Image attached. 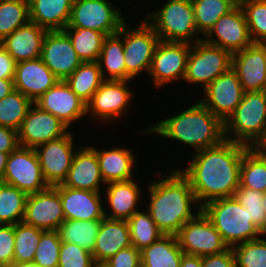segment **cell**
<instances>
[{"instance_id": "1", "label": "cell", "mask_w": 266, "mask_h": 267, "mask_svg": "<svg viewBox=\"0 0 266 267\" xmlns=\"http://www.w3.org/2000/svg\"><path fill=\"white\" fill-rule=\"evenodd\" d=\"M250 147L223 140L220 144L195 152L187 167L179 170L188 178L198 205L233 197L240 186L243 154Z\"/></svg>"}, {"instance_id": "2", "label": "cell", "mask_w": 266, "mask_h": 267, "mask_svg": "<svg viewBox=\"0 0 266 267\" xmlns=\"http://www.w3.org/2000/svg\"><path fill=\"white\" fill-rule=\"evenodd\" d=\"M164 174L162 178L159 176L160 180L155 179L147 186L150 195L146 211L164 235H176L187 221L201 211V207L190 181L179 168L170 169V172ZM194 205L198 206L196 214L192 210Z\"/></svg>"}, {"instance_id": "3", "label": "cell", "mask_w": 266, "mask_h": 267, "mask_svg": "<svg viewBox=\"0 0 266 267\" xmlns=\"http://www.w3.org/2000/svg\"><path fill=\"white\" fill-rule=\"evenodd\" d=\"M139 132H150L184 143L195 152L216 146L225 140L224 122L198 100L179 114L175 113Z\"/></svg>"}, {"instance_id": "4", "label": "cell", "mask_w": 266, "mask_h": 267, "mask_svg": "<svg viewBox=\"0 0 266 267\" xmlns=\"http://www.w3.org/2000/svg\"><path fill=\"white\" fill-rule=\"evenodd\" d=\"M201 211L229 248L265 235L253 224L247 210L234 196L209 201L201 207Z\"/></svg>"}, {"instance_id": "5", "label": "cell", "mask_w": 266, "mask_h": 267, "mask_svg": "<svg viewBox=\"0 0 266 267\" xmlns=\"http://www.w3.org/2000/svg\"><path fill=\"white\" fill-rule=\"evenodd\" d=\"M265 129L266 91L244 92L242 101L224 122L225 139L253 148Z\"/></svg>"}, {"instance_id": "6", "label": "cell", "mask_w": 266, "mask_h": 267, "mask_svg": "<svg viewBox=\"0 0 266 267\" xmlns=\"http://www.w3.org/2000/svg\"><path fill=\"white\" fill-rule=\"evenodd\" d=\"M146 19L160 41L194 44L202 40L198 38L201 35L195 23L192 0H168L161 9L148 13Z\"/></svg>"}, {"instance_id": "7", "label": "cell", "mask_w": 266, "mask_h": 267, "mask_svg": "<svg viewBox=\"0 0 266 267\" xmlns=\"http://www.w3.org/2000/svg\"><path fill=\"white\" fill-rule=\"evenodd\" d=\"M183 81L205 89L221 74L232 67V54L203 39L191 44Z\"/></svg>"}, {"instance_id": "8", "label": "cell", "mask_w": 266, "mask_h": 267, "mask_svg": "<svg viewBox=\"0 0 266 267\" xmlns=\"http://www.w3.org/2000/svg\"><path fill=\"white\" fill-rule=\"evenodd\" d=\"M136 29H130L125 22L118 34L123 38L126 80L132 81L137 75L149 73L155 48L159 37L154 29L141 20Z\"/></svg>"}, {"instance_id": "9", "label": "cell", "mask_w": 266, "mask_h": 267, "mask_svg": "<svg viewBox=\"0 0 266 267\" xmlns=\"http://www.w3.org/2000/svg\"><path fill=\"white\" fill-rule=\"evenodd\" d=\"M107 0H73L66 28L92 29L106 36L119 32L125 17Z\"/></svg>"}, {"instance_id": "10", "label": "cell", "mask_w": 266, "mask_h": 267, "mask_svg": "<svg viewBox=\"0 0 266 267\" xmlns=\"http://www.w3.org/2000/svg\"><path fill=\"white\" fill-rule=\"evenodd\" d=\"M176 238L186 255L205 257L222 253L229 248L202 211L181 227Z\"/></svg>"}, {"instance_id": "11", "label": "cell", "mask_w": 266, "mask_h": 267, "mask_svg": "<svg viewBox=\"0 0 266 267\" xmlns=\"http://www.w3.org/2000/svg\"><path fill=\"white\" fill-rule=\"evenodd\" d=\"M2 182L18 188L27 195L49 187L34 148L20 145L9 154Z\"/></svg>"}, {"instance_id": "12", "label": "cell", "mask_w": 266, "mask_h": 267, "mask_svg": "<svg viewBox=\"0 0 266 267\" xmlns=\"http://www.w3.org/2000/svg\"><path fill=\"white\" fill-rule=\"evenodd\" d=\"M191 44L159 41L149 70L154 88L184 80Z\"/></svg>"}, {"instance_id": "13", "label": "cell", "mask_w": 266, "mask_h": 267, "mask_svg": "<svg viewBox=\"0 0 266 267\" xmlns=\"http://www.w3.org/2000/svg\"><path fill=\"white\" fill-rule=\"evenodd\" d=\"M129 82L131 81L104 80L87 104V115L91 114L96 120L109 124L120 116L122 118L133 100Z\"/></svg>"}, {"instance_id": "14", "label": "cell", "mask_w": 266, "mask_h": 267, "mask_svg": "<svg viewBox=\"0 0 266 267\" xmlns=\"http://www.w3.org/2000/svg\"><path fill=\"white\" fill-rule=\"evenodd\" d=\"M67 135L34 148L43 177L49 186L62 184L72 165L76 149L74 135ZM74 147V148H73Z\"/></svg>"}, {"instance_id": "15", "label": "cell", "mask_w": 266, "mask_h": 267, "mask_svg": "<svg viewBox=\"0 0 266 267\" xmlns=\"http://www.w3.org/2000/svg\"><path fill=\"white\" fill-rule=\"evenodd\" d=\"M68 129L60 119L33 103L18 130V142L20 146L36 148L67 135Z\"/></svg>"}, {"instance_id": "16", "label": "cell", "mask_w": 266, "mask_h": 267, "mask_svg": "<svg viewBox=\"0 0 266 267\" xmlns=\"http://www.w3.org/2000/svg\"><path fill=\"white\" fill-rule=\"evenodd\" d=\"M202 39L209 44L229 51L231 54L251 46L253 42L249 34L248 24L239 3L227 14L221 16Z\"/></svg>"}, {"instance_id": "17", "label": "cell", "mask_w": 266, "mask_h": 267, "mask_svg": "<svg viewBox=\"0 0 266 267\" xmlns=\"http://www.w3.org/2000/svg\"><path fill=\"white\" fill-rule=\"evenodd\" d=\"M202 92L204 95L200 102L223 122L235 111L244 95L243 87L232 67Z\"/></svg>"}, {"instance_id": "18", "label": "cell", "mask_w": 266, "mask_h": 267, "mask_svg": "<svg viewBox=\"0 0 266 267\" xmlns=\"http://www.w3.org/2000/svg\"><path fill=\"white\" fill-rule=\"evenodd\" d=\"M65 220L58 185L29 194L23 222L42 230H57Z\"/></svg>"}, {"instance_id": "19", "label": "cell", "mask_w": 266, "mask_h": 267, "mask_svg": "<svg viewBox=\"0 0 266 267\" xmlns=\"http://www.w3.org/2000/svg\"><path fill=\"white\" fill-rule=\"evenodd\" d=\"M43 63L62 81H65L83 62L63 30L47 31L42 45Z\"/></svg>"}, {"instance_id": "20", "label": "cell", "mask_w": 266, "mask_h": 267, "mask_svg": "<svg viewBox=\"0 0 266 267\" xmlns=\"http://www.w3.org/2000/svg\"><path fill=\"white\" fill-rule=\"evenodd\" d=\"M34 103L60 119L69 128L75 121L87 115V105L62 80L48 89Z\"/></svg>"}, {"instance_id": "21", "label": "cell", "mask_w": 266, "mask_h": 267, "mask_svg": "<svg viewBox=\"0 0 266 267\" xmlns=\"http://www.w3.org/2000/svg\"><path fill=\"white\" fill-rule=\"evenodd\" d=\"M232 69L244 92L266 91V44L253 43L232 54Z\"/></svg>"}, {"instance_id": "22", "label": "cell", "mask_w": 266, "mask_h": 267, "mask_svg": "<svg viewBox=\"0 0 266 267\" xmlns=\"http://www.w3.org/2000/svg\"><path fill=\"white\" fill-rule=\"evenodd\" d=\"M58 193L62 203L65 220H102L105 218L103 192L72 189L58 184Z\"/></svg>"}, {"instance_id": "23", "label": "cell", "mask_w": 266, "mask_h": 267, "mask_svg": "<svg viewBox=\"0 0 266 267\" xmlns=\"http://www.w3.org/2000/svg\"><path fill=\"white\" fill-rule=\"evenodd\" d=\"M59 79L43 63L41 58L21 61L16 64L13 79L14 89L20 91L33 103Z\"/></svg>"}, {"instance_id": "24", "label": "cell", "mask_w": 266, "mask_h": 267, "mask_svg": "<svg viewBox=\"0 0 266 267\" xmlns=\"http://www.w3.org/2000/svg\"><path fill=\"white\" fill-rule=\"evenodd\" d=\"M62 185L72 189L102 192L101 186L106 184L100 173L96 152L91 146L77 148L68 175Z\"/></svg>"}, {"instance_id": "25", "label": "cell", "mask_w": 266, "mask_h": 267, "mask_svg": "<svg viewBox=\"0 0 266 267\" xmlns=\"http://www.w3.org/2000/svg\"><path fill=\"white\" fill-rule=\"evenodd\" d=\"M105 198L110 210L104 207L105 218L111 220H128L135 212L139 211L141 201L140 185L135 179L107 183ZM110 211V212H109Z\"/></svg>"}, {"instance_id": "26", "label": "cell", "mask_w": 266, "mask_h": 267, "mask_svg": "<svg viewBox=\"0 0 266 267\" xmlns=\"http://www.w3.org/2000/svg\"><path fill=\"white\" fill-rule=\"evenodd\" d=\"M47 30L33 22L17 28L0 44L18 63L41 57L42 45Z\"/></svg>"}, {"instance_id": "27", "label": "cell", "mask_w": 266, "mask_h": 267, "mask_svg": "<svg viewBox=\"0 0 266 267\" xmlns=\"http://www.w3.org/2000/svg\"><path fill=\"white\" fill-rule=\"evenodd\" d=\"M132 246L127 220L104 218L92 252L95 264H104L121 249Z\"/></svg>"}, {"instance_id": "28", "label": "cell", "mask_w": 266, "mask_h": 267, "mask_svg": "<svg viewBox=\"0 0 266 267\" xmlns=\"http://www.w3.org/2000/svg\"><path fill=\"white\" fill-rule=\"evenodd\" d=\"M99 162L100 173L105 184L111 182L127 181L134 179L133 167L136 156L131 148L112 147V149L99 150L92 147Z\"/></svg>"}, {"instance_id": "29", "label": "cell", "mask_w": 266, "mask_h": 267, "mask_svg": "<svg viewBox=\"0 0 266 267\" xmlns=\"http://www.w3.org/2000/svg\"><path fill=\"white\" fill-rule=\"evenodd\" d=\"M30 22L47 31L64 30L68 25L73 0H28Z\"/></svg>"}, {"instance_id": "30", "label": "cell", "mask_w": 266, "mask_h": 267, "mask_svg": "<svg viewBox=\"0 0 266 267\" xmlns=\"http://www.w3.org/2000/svg\"><path fill=\"white\" fill-rule=\"evenodd\" d=\"M183 254L176 235H162L141 250V267H180Z\"/></svg>"}, {"instance_id": "31", "label": "cell", "mask_w": 266, "mask_h": 267, "mask_svg": "<svg viewBox=\"0 0 266 267\" xmlns=\"http://www.w3.org/2000/svg\"><path fill=\"white\" fill-rule=\"evenodd\" d=\"M124 59L123 38L118 33L106 36L97 60L103 79L126 80Z\"/></svg>"}, {"instance_id": "32", "label": "cell", "mask_w": 266, "mask_h": 267, "mask_svg": "<svg viewBox=\"0 0 266 267\" xmlns=\"http://www.w3.org/2000/svg\"><path fill=\"white\" fill-rule=\"evenodd\" d=\"M104 81L98 62H83L66 80L70 89L87 105Z\"/></svg>"}, {"instance_id": "33", "label": "cell", "mask_w": 266, "mask_h": 267, "mask_svg": "<svg viewBox=\"0 0 266 267\" xmlns=\"http://www.w3.org/2000/svg\"><path fill=\"white\" fill-rule=\"evenodd\" d=\"M101 220H64L57 231L62 242L76 244L93 252Z\"/></svg>"}, {"instance_id": "34", "label": "cell", "mask_w": 266, "mask_h": 267, "mask_svg": "<svg viewBox=\"0 0 266 267\" xmlns=\"http://www.w3.org/2000/svg\"><path fill=\"white\" fill-rule=\"evenodd\" d=\"M240 186L261 193L266 191V156L249 148L244 154L240 168Z\"/></svg>"}, {"instance_id": "35", "label": "cell", "mask_w": 266, "mask_h": 267, "mask_svg": "<svg viewBox=\"0 0 266 267\" xmlns=\"http://www.w3.org/2000/svg\"><path fill=\"white\" fill-rule=\"evenodd\" d=\"M71 40L82 62H96L102 50L106 35L92 29L65 28L63 30Z\"/></svg>"}, {"instance_id": "36", "label": "cell", "mask_w": 266, "mask_h": 267, "mask_svg": "<svg viewBox=\"0 0 266 267\" xmlns=\"http://www.w3.org/2000/svg\"><path fill=\"white\" fill-rule=\"evenodd\" d=\"M192 5L198 33L204 37L217 20L237 3L234 0H192Z\"/></svg>"}, {"instance_id": "37", "label": "cell", "mask_w": 266, "mask_h": 267, "mask_svg": "<svg viewBox=\"0 0 266 267\" xmlns=\"http://www.w3.org/2000/svg\"><path fill=\"white\" fill-rule=\"evenodd\" d=\"M27 194L0 182V224L15 225L23 221Z\"/></svg>"}, {"instance_id": "38", "label": "cell", "mask_w": 266, "mask_h": 267, "mask_svg": "<svg viewBox=\"0 0 266 267\" xmlns=\"http://www.w3.org/2000/svg\"><path fill=\"white\" fill-rule=\"evenodd\" d=\"M132 246L139 251L150 246L164 235L151 218L149 212L145 210L135 212L127 220Z\"/></svg>"}, {"instance_id": "39", "label": "cell", "mask_w": 266, "mask_h": 267, "mask_svg": "<svg viewBox=\"0 0 266 267\" xmlns=\"http://www.w3.org/2000/svg\"><path fill=\"white\" fill-rule=\"evenodd\" d=\"M29 22L28 0H0V42Z\"/></svg>"}, {"instance_id": "40", "label": "cell", "mask_w": 266, "mask_h": 267, "mask_svg": "<svg viewBox=\"0 0 266 267\" xmlns=\"http://www.w3.org/2000/svg\"><path fill=\"white\" fill-rule=\"evenodd\" d=\"M32 104L29 98L14 89L0 100V126L18 131Z\"/></svg>"}, {"instance_id": "41", "label": "cell", "mask_w": 266, "mask_h": 267, "mask_svg": "<svg viewBox=\"0 0 266 267\" xmlns=\"http://www.w3.org/2000/svg\"><path fill=\"white\" fill-rule=\"evenodd\" d=\"M44 231L23 221L15 224L13 263H33L39 240Z\"/></svg>"}, {"instance_id": "42", "label": "cell", "mask_w": 266, "mask_h": 267, "mask_svg": "<svg viewBox=\"0 0 266 267\" xmlns=\"http://www.w3.org/2000/svg\"><path fill=\"white\" fill-rule=\"evenodd\" d=\"M248 30L253 43L266 44V0H241Z\"/></svg>"}, {"instance_id": "43", "label": "cell", "mask_w": 266, "mask_h": 267, "mask_svg": "<svg viewBox=\"0 0 266 267\" xmlns=\"http://www.w3.org/2000/svg\"><path fill=\"white\" fill-rule=\"evenodd\" d=\"M235 267H266V239L247 241L231 248Z\"/></svg>"}, {"instance_id": "44", "label": "cell", "mask_w": 266, "mask_h": 267, "mask_svg": "<svg viewBox=\"0 0 266 267\" xmlns=\"http://www.w3.org/2000/svg\"><path fill=\"white\" fill-rule=\"evenodd\" d=\"M61 243L57 230L44 231L39 240L33 263L38 267H58Z\"/></svg>"}, {"instance_id": "45", "label": "cell", "mask_w": 266, "mask_h": 267, "mask_svg": "<svg viewBox=\"0 0 266 267\" xmlns=\"http://www.w3.org/2000/svg\"><path fill=\"white\" fill-rule=\"evenodd\" d=\"M237 201L247 210L254 225L266 236V216L263 208V193L239 186L234 193Z\"/></svg>"}, {"instance_id": "46", "label": "cell", "mask_w": 266, "mask_h": 267, "mask_svg": "<svg viewBox=\"0 0 266 267\" xmlns=\"http://www.w3.org/2000/svg\"><path fill=\"white\" fill-rule=\"evenodd\" d=\"M92 253L76 244L62 242L58 267H93Z\"/></svg>"}, {"instance_id": "47", "label": "cell", "mask_w": 266, "mask_h": 267, "mask_svg": "<svg viewBox=\"0 0 266 267\" xmlns=\"http://www.w3.org/2000/svg\"><path fill=\"white\" fill-rule=\"evenodd\" d=\"M15 225L0 224V267H9L14 259Z\"/></svg>"}, {"instance_id": "48", "label": "cell", "mask_w": 266, "mask_h": 267, "mask_svg": "<svg viewBox=\"0 0 266 267\" xmlns=\"http://www.w3.org/2000/svg\"><path fill=\"white\" fill-rule=\"evenodd\" d=\"M106 267H141V251L134 246L121 249L105 263Z\"/></svg>"}, {"instance_id": "49", "label": "cell", "mask_w": 266, "mask_h": 267, "mask_svg": "<svg viewBox=\"0 0 266 267\" xmlns=\"http://www.w3.org/2000/svg\"><path fill=\"white\" fill-rule=\"evenodd\" d=\"M202 267H235V257L231 248L226 251L202 257Z\"/></svg>"}, {"instance_id": "50", "label": "cell", "mask_w": 266, "mask_h": 267, "mask_svg": "<svg viewBox=\"0 0 266 267\" xmlns=\"http://www.w3.org/2000/svg\"><path fill=\"white\" fill-rule=\"evenodd\" d=\"M18 146V131L0 126V151L11 153Z\"/></svg>"}, {"instance_id": "51", "label": "cell", "mask_w": 266, "mask_h": 267, "mask_svg": "<svg viewBox=\"0 0 266 267\" xmlns=\"http://www.w3.org/2000/svg\"><path fill=\"white\" fill-rule=\"evenodd\" d=\"M17 62L0 44V79H14Z\"/></svg>"}, {"instance_id": "52", "label": "cell", "mask_w": 266, "mask_h": 267, "mask_svg": "<svg viewBox=\"0 0 266 267\" xmlns=\"http://www.w3.org/2000/svg\"><path fill=\"white\" fill-rule=\"evenodd\" d=\"M180 267H202V257L183 254Z\"/></svg>"}, {"instance_id": "53", "label": "cell", "mask_w": 266, "mask_h": 267, "mask_svg": "<svg viewBox=\"0 0 266 267\" xmlns=\"http://www.w3.org/2000/svg\"><path fill=\"white\" fill-rule=\"evenodd\" d=\"M14 90L13 79H0V100Z\"/></svg>"}, {"instance_id": "54", "label": "cell", "mask_w": 266, "mask_h": 267, "mask_svg": "<svg viewBox=\"0 0 266 267\" xmlns=\"http://www.w3.org/2000/svg\"><path fill=\"white\" fill-rule=\"evenodd\" d=\"M9 154L10 153H5V152L0 151V182H2V180H3V176L5 173L6 163L8 161Z\"/></svg>"}, {"instance_id": "55", "label": "cell", "mask_w": 266, "mask_h": 267, "mask_svg": "<svg viewBox=\"0 0 266 267\" xmlns=\"http://www.w3.org/2000/svg\"><path fill=\"white\" fill-rule=\"evenodd\" d=\"M253 148L260 154L266 156V129L263 137L258 141V143Z\"/></svg>"}, {"instance_id": "56", "label": "cell", "mask_w": 266, "mask_h": 267, "mask_svg": "<svg viewBox=\"0 0 266 267\" xmlns=\"http://www.w3.org/2000/svg\"><path fill=\"white\" fill-rule=\"evenodd\" d=\"M9 267H38V266L34 263H13Z\"/></svg>"}, {"instance_id": "57", "label": "cell", "mask_w": 266, "mask_h": 267, "mask_svg": "<svg viewBox=\"0 0 266 267\" xmlns=\"http://www.w3.org/2000/svg\"><path fill=\"white\" fill-rule=\"evenodd\" d=\"M262 203H263V208H264V212L266 216V191L263 193Z\"/></svg>"}, {"instance_id": "58", "label": "cell", "mask_w": 266, "mask_h": 267, "mask_svg": "<svg viewBox=\"0 0 266 267\" xmlns=\"http://www.w3.org/2000/svg\"><path fill=\"white\" fill-rule=\"evenodd\" d=\"M93 267H106L105 264H95Z\"/></svg>"}, {"instance_id": "59", "label": "cell", "mask_w": 266, "mask_h": 267, "mask_svg": "<svg viewBox=\"0 0 266 267\" xmlns=\"http://www.w3.org/2000/svg\"><path fill=\"white\" fill-rule=\"evenodd\" d=\"M237 4L241 1V0H234Z\"/></svg>"}]
</instances>
